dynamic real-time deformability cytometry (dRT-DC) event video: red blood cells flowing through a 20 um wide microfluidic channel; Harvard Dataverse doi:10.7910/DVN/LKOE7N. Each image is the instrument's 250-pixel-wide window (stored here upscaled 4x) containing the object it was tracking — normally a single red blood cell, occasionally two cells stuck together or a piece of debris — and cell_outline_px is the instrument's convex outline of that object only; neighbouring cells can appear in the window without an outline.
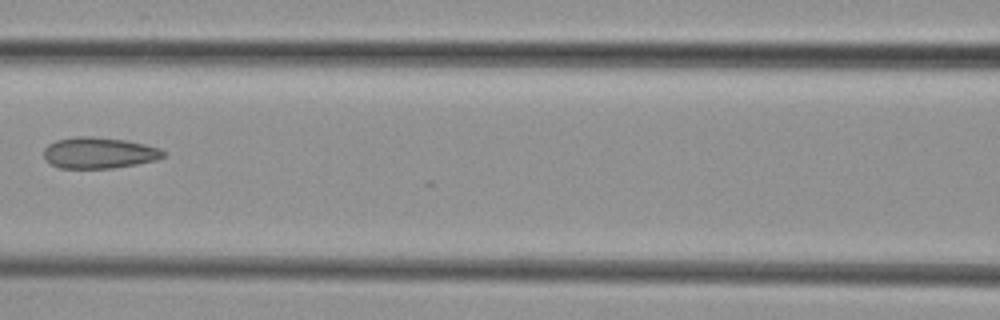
{"species": "common noctule bat (a hibernating species)", "species_latin": "Nyctalus noctula", "temperature_condition": "cold", "stored_images_in_passage": 8, "camera_frame_rate_fps": 3000, "um_per_image_px": 0.085, "animal": {"sex": "female", "body_mass_g": 29.2, "forearm_length_mm": 56.3}, "frame": {"image": 1, "passage_image": 7, "time_ms": 7.0, "image_size_px": [1000, 320], "cell_outline_px": [[168, 152], [164, 156], [156, 160], [136, 164], [112, 168], [60, 168], [44, 160], [44, 148], [48, 144], [56, 140], [76, 136], [92, 136], [124, 140], [144, 144], [160, 148]], "centroid_in_image_um": [8.41, 12.99], "position_along_channel_um": 158.2, "area_um2": 21.79}}
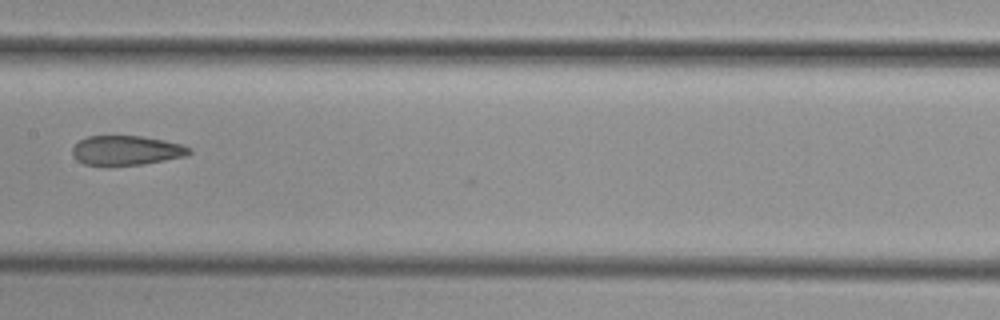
{"frame": {"image": 2, "passage_image": 8, "time_ms": 8.0, "image_size_px": [1000, 320], "cell_outline_px": [[192, 152], [188, 156], [144, 164], [112, 168], [108, 168], [84, 164], [76, 160], [72, 156], [72, 148], [80, 140], [88, 136], [144, 136], [184, 144], [192, 148]], "centroid_in_image_um": [10.75, 12.82], "position_along_channel_um": 196.7, "area_um2": 21.04}}